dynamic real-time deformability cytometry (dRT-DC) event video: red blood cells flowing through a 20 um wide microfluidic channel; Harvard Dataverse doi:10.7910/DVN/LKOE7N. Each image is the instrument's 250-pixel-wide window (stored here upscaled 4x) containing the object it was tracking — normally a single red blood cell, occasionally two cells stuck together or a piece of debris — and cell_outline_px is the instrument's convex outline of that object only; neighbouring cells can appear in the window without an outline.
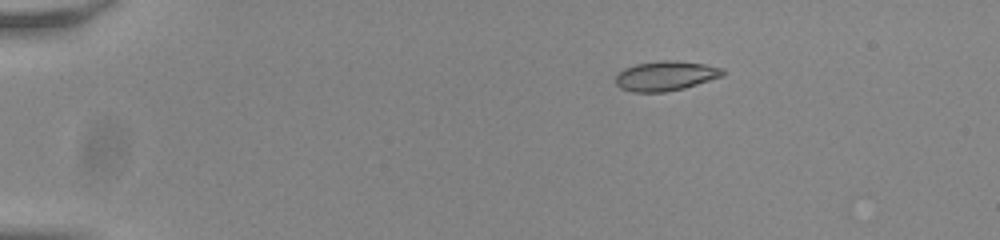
{"species": "common noctule bat (a hibernating species)", "species_latin": "Nyctalus noctula", "temperature_condition": "room temperature", "stored_images_in_passage": 46, "camera_frame_rate_fps": 3000, "um_per_image_px": 0.085, "animal": {"sex": "male", "body_mass_g": 20.0, "forearm_length_mm": 53.3}, "frame": {"image": 1, "passage_image": 1, "time_ms": 0.0, "image_size_px": [1000, 240], "cell_outline_px": [[724, 76], [684, 88], [664, 92], [632, 92], [620, 88], [616, 84], [616, 76], [624, 68], [636, 64], [660, 60], [672, 60], [704, 64], [724, 68]], "centroid_in_image_um": [56.59, 6.45], "position_along_channel_um": 28.4, "area_um2": 18.55}}
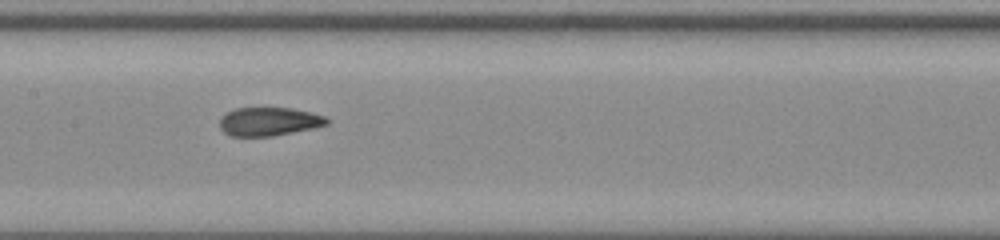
{"frame": {"image": 2, "passage_image": 20, "time_ms": 6.333, "image_size_px": [1000, 240], "cell_outline_px": [[332, 120], [328, 124], [312, 128], [272, 136], [228, 136], [220, 128], [220, 116], [236, 108], [292, 108], [312, 112], [324, 116]], "centroid_in_image_um": [22.87, 10.33], "position_along_channel_um": 184.5, "area_um2": 17.86}}
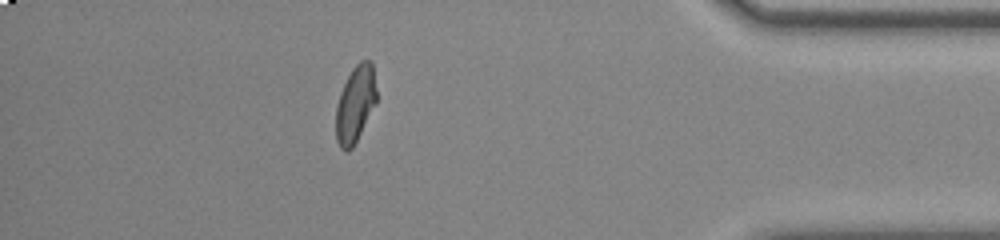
{"frame": {"image": 3, "passage_image": 40, "time_ms": 13.0, "image_size_px": [1000, 240], "cell_outline_px": [[376, 104], [352, 148], [348, 152], [344, 152], [340, 148], [336, 140], [336, 104], [340, 92], [352, 68], [360, 60], [372, 60], [376, 88]], "centroid_in_image_um": [30.2, 8.85], "position_along_channel_um": 405.0, "area_um2": 18.26}, "authors_computed_cell_mechanics": {"area_um2": 18.6116, "velocity_mm_per_s": 3.8385, "shape_relaxation_time_tau1_ms": null, "shape_relaxation_time_tau2_ms": 1.0377, "deformation_change_tau1": null, "deformation_change_tau2": 0.0587}}